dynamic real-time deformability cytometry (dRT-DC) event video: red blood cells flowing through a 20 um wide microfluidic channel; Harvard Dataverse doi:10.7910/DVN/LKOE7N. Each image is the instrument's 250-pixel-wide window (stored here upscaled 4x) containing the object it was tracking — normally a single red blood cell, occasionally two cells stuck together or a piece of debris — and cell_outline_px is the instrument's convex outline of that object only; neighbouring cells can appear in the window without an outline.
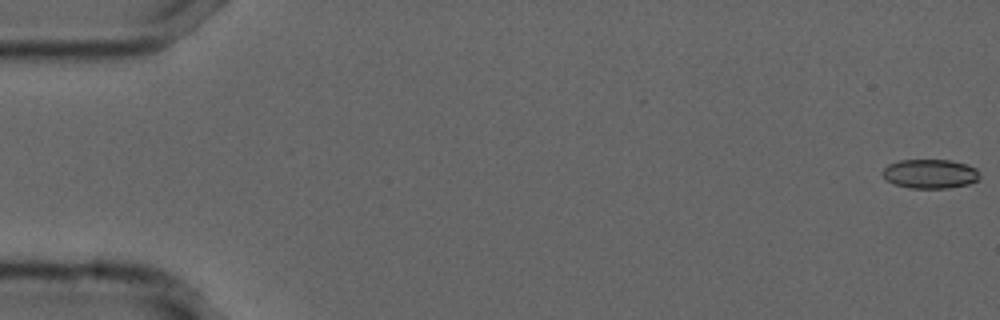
{"species": "common noctule bat (a hibernating species)", "species_latin": "Nyctalus noctula", "temperature_condition": "cold", "stored_images_in_passage": 55, "camera_frame_rate_fps": 3000, "um_per_image_px": 0.085, "animal": {"sex": "male", "forearm_length_mm": 52.5}, "frame": {"image": 1, "passage_image": 1, "time_ms": 0.0, "image_size_px": [1000, 320], "cell_outline_px": [[980, 176], [976, 180], [968, 184], [948, 188], [908, 188], [892, 184], [880, 172], [888, 164], [900, 160], [952, 160], [968, 164], [976, 168], [980, 172]], "centroid_in_image_um": [79.06, 14.77], "position_along_channel_um": 5.9, "area_um2": 16.7}}
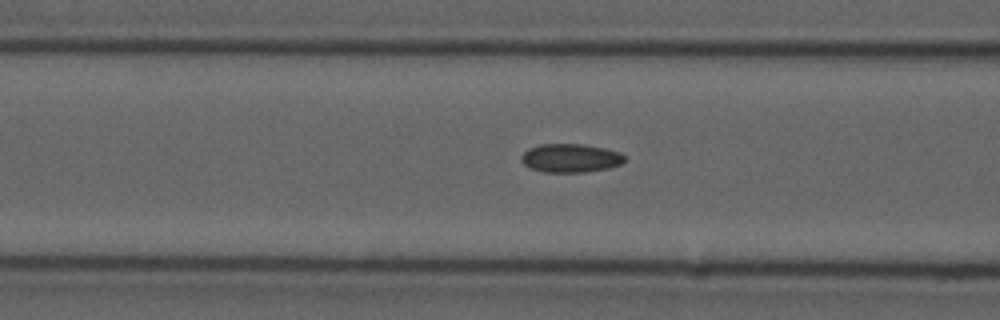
{"frame": {"image": 2, "passage_image": 22, "time_ms": 7.0, "image_size_px": [1000, 320], "cell_outline_px": [[624, 160], [620, 164], [608, 168], [584, 172], [544, 172], [532, 168], [524, 164], [520, 160], [520, 156], [528, 148], [540, 144], [584, 144], [604, 148], [620, 152], [624, 156]], "centroid_in_image_um": [48.47, 13.43], "position_along_channel_um": 118.1, "area_um2": 17.17}}
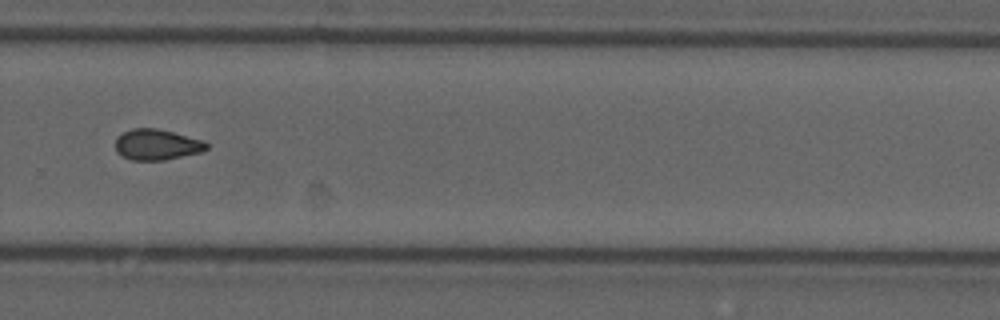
{"frame": {"image": 3, "passage_image": 38, "time_ms": 12.333, "image_size_px": [1000, 320], "cell_outline_px": [[208, 148], [200, 152], [164, 160], [132, 160], [120, 156], [116, 152], [116, 136], [132, 128], [156, 128], [204, 140], [208, 144]], "centroid_in_image_um": [13.3, 12.29], "position_along_channel_um": 316.5, "area_um2": 16.36}, "authors_computed_cell_mechanics": {"area_um2": 16.6464, "velocity_mm_per_s": 3.7253, "shape_relaxation_time_tau1_ms": null, "shape_relaxation_time_tau2_ms": 3.7074, "deformation_change_tau1": null, "deformation_change_tau2": 0.0863}}